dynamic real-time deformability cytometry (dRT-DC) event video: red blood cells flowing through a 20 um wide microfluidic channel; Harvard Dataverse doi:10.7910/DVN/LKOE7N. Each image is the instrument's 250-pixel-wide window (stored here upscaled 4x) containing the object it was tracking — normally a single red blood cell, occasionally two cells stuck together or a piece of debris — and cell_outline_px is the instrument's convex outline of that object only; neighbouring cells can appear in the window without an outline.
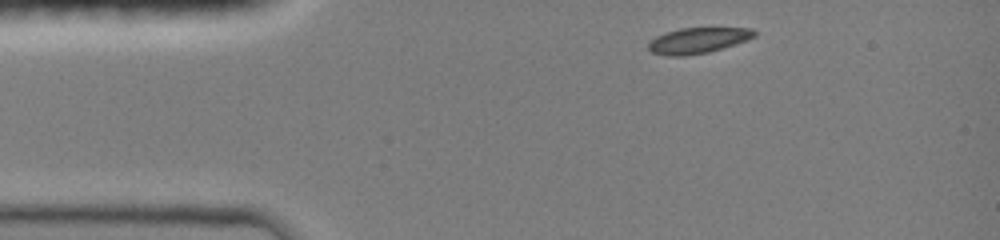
{"species": "common noctule bat (a hibernating species)", "species_latin": "Nyctalus noctula", "temperature_condition": "room temperature", "stored_images_in_passage": 9, "camera_frame_rate_fps": 3000, "um_per_image_px": 0.085, "animal": {"sex": "female", "body_mass_g": 19.0, "forearm_length_mm": 51.5}, "frame": {"image": 1, "passage_image": 1, "time_ms": 0.0, "image_size_px": [1000, 240], "cell_outline_px": [[756, 36], [748, 40], [736, 44], [708, 52], [684, 56], [668, 56], [652, 52], [648, 48], [648, 44], [656, 36], [680, 28], [752, 28], [756, 32]], "centroid_in_image_um": [59.35, 3.44], "position_along_channel_um": 25.6, "area_um2": 15.78}}
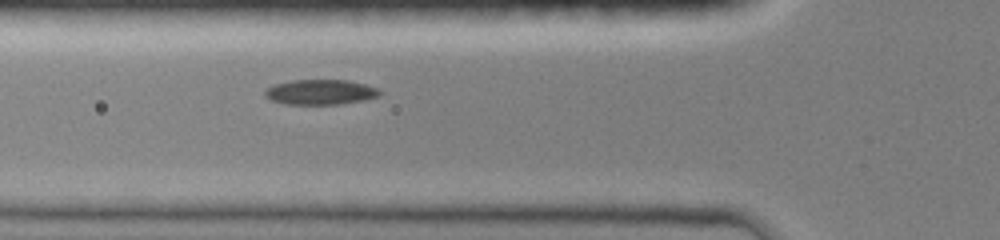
{"frame": {"image": 2, "passage_image": 6, "time_ms": 3.0, "image_size_px": [1000, 240], "cell_outline_px": [[380, 96], [340, 104], [284, 104], [272, 100], [264, 96], [264, 92], [268, 88], [276, 84], [292, 80], [348, 80], [364, 84], [376, 88], [380, 92]], "centroid_in_image_um": [27.21, 7.82], "position_along_channel_um": 98.6, "area_um2": 16.53}}
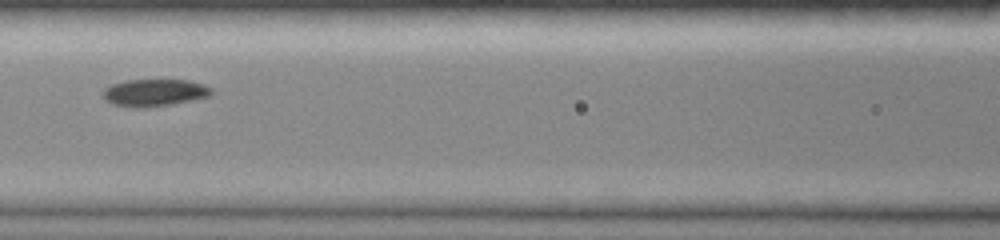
{"frame": {"image": 3, "passage_image": 8, "time_ms": 4.333, "image_size_px": [1000, 240], "cell_outline_px": [[212, 92], [208, 96], [192, 100], [172, 104], [112, 104], [104, 100], [100, 92], [104, 88], [112, 84], [124, 80], [188, 80], [204, 84], [212, 88]], "centroid_in_image_um": [13.13, 7.81], "position_along_channel_um": 153.5, "area_um2": 16.42}}